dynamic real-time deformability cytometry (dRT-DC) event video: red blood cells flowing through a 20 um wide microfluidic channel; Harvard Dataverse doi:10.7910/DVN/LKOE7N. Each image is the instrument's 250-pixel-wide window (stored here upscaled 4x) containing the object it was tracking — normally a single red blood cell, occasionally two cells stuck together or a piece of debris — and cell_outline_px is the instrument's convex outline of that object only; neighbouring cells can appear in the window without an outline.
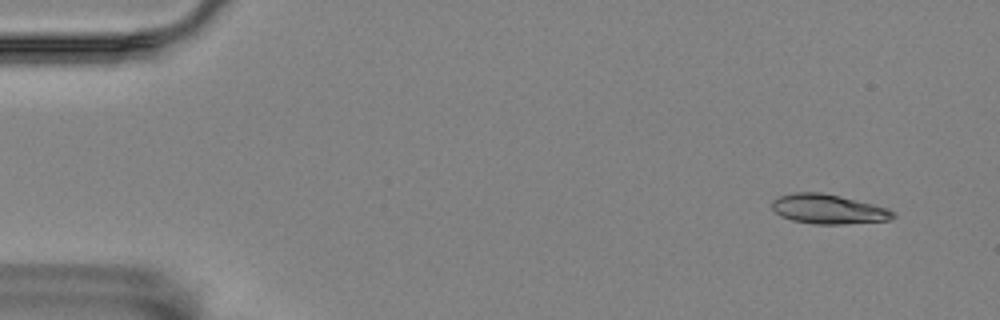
{"species": "Egyptian fruit bat (a non-hibernating species)", "species_latin": "Rousettus aegyptiacus", "temperature_condition": "room temperature", "stored_images_in_passage": 56, "camera_frame_rate_fps": 3000, "um_per_image_px": 0.085, "animal": {"sex": "female"}, "frame": {"image": 1, "passage_image": 3, "time_ms": 0.667, "image_size_px": [1000, 320], "cell_outline_px": [[896, 216], [892, 220], [840, 224], [816, 224], [792, 220], [780, 216], [772, 208], [772, 200], [780, 196], [792, 192], [820, 192], [840, 196], [888, 208], [896, 212]], "centroid_in_image_um": [70.42, 17.77], "position_along_channel_um": 14.6, "area_um2": 20.87}}
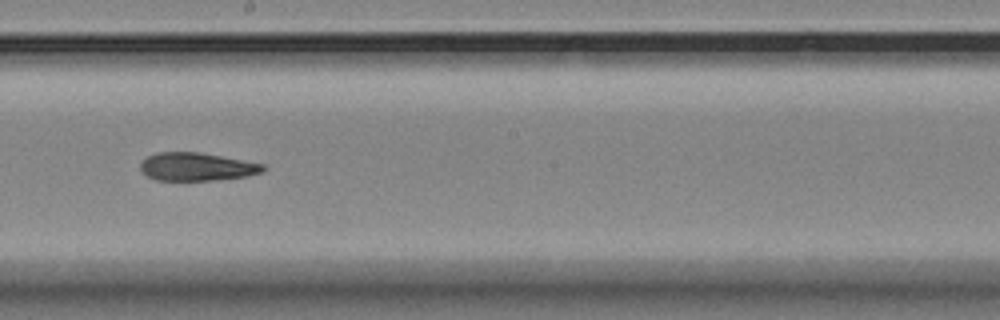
{"frame": {"image": 2, "passage_image": 31, "time_ms": 10.0, "image_size_px": [1000, 320], "cell_outline_px": [[264, 172], [248, 176], [216, 180], [156, 180], [140, 172], [140, 164], [148, 156], [156, 152], [196, 152], [220, 156], [264, 164]], "centroid_in_image_um": [16.7, 14.18], "position_along_channel_um": 231.5, "area_um2": 20.0}}
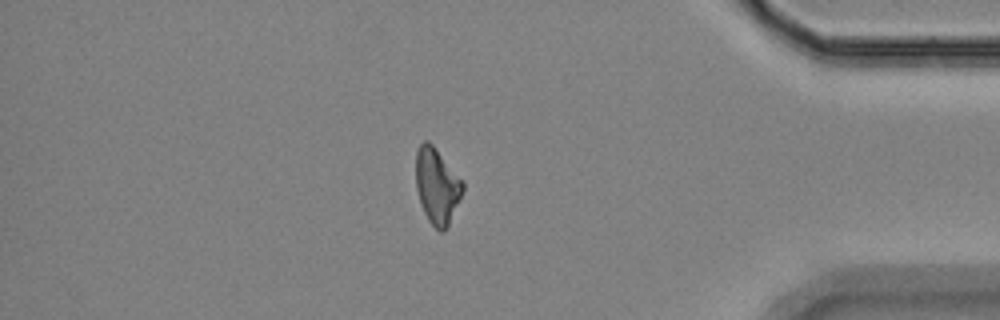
{"frame": {"image": 3, "passage_image": 48, "time_ms": 15.667, "image_size_px": [1000, 320], "cell_outline_px": [[464, 188], [448, 228], [444, 232], [440, 232], [428, 220], [424, 212], [416, 188], [416, 152], [420, 144], [424, 140], [428, 140], [432, 144], [464, 180]], "centroid_in_image_um": [37.16, 15.8], "position_along_channel_um": 398.0, "area_um2": 20.81}, "authors_computed_cell_mechanics": {"area_um2": 20.9236, "velocity_mm_per_s": 3.48, "shape_relaxation_time_tau1_ms": null, "shape_relaxation_time_tau2_ms": 3.639, "deformation_change_tau1": null, "deformation_change_tau2": 0.1031}}